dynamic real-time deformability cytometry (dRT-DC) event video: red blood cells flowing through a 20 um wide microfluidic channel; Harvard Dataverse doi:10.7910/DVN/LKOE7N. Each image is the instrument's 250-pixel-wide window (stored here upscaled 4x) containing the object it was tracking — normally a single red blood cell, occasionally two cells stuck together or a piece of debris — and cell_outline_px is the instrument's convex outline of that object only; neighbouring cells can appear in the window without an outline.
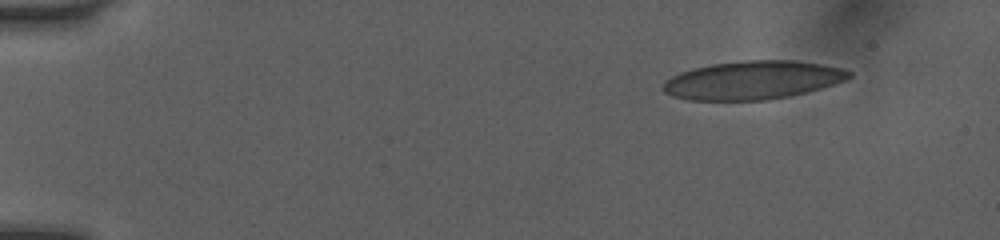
{"species": "human", "species_latin": "Homo sapiens", "temperature_condition": "room temperature", "stored_images_in_passage": 5, "camera_frame_rate_fps": 3000, "um_per_image_px": 0.085, "donor": {"sex": "female"}, "frame": {"image": 1, "passage_image": 1, "time_ms": 0.0, "image_size_px": [1000, 240], "cell_outline_px": [[852, 76], [848, 80], [820, 88], [788, 96], [764, 100], [688, 100], [672, 96], [664, 92], [664, 84], [672, 76], [680, 72], [692, 68], [712, 64], [744, 60], [796, 60], [844, 68], [852, 72]], "centroid_in_image_um": [64.01, 6.8], "position_along_channel_um": 21.0, "area_um2": 41.56}}
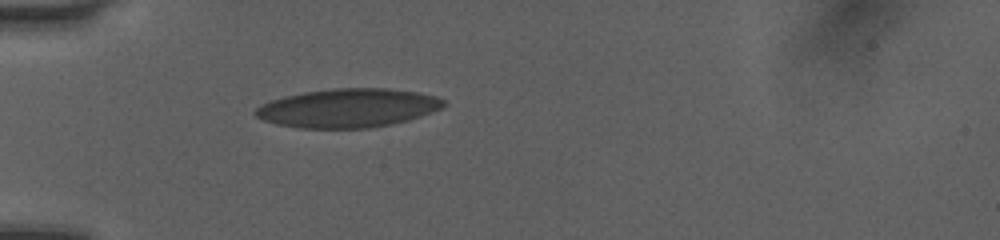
{"frame": {"image": 2, "passage_image": 5, "time_ms": 1.333, "image_size_px": [1000, 240], "cell_outline_px": [[448, 104], [444, 108], [408, 120], [392, 124], [372, 128], [300, 128], [276, 124], [264, 120], [256, 116], [252, 112], [260, 104], [284, 96], [304, 92], [332, 88], [388, 88], [416, 92], [436, 96], [444, 100]], "centroid_in_image_um": [29.59, 9.18], "position_along_channel_um": 55.4, "area_um2": 42.77}}